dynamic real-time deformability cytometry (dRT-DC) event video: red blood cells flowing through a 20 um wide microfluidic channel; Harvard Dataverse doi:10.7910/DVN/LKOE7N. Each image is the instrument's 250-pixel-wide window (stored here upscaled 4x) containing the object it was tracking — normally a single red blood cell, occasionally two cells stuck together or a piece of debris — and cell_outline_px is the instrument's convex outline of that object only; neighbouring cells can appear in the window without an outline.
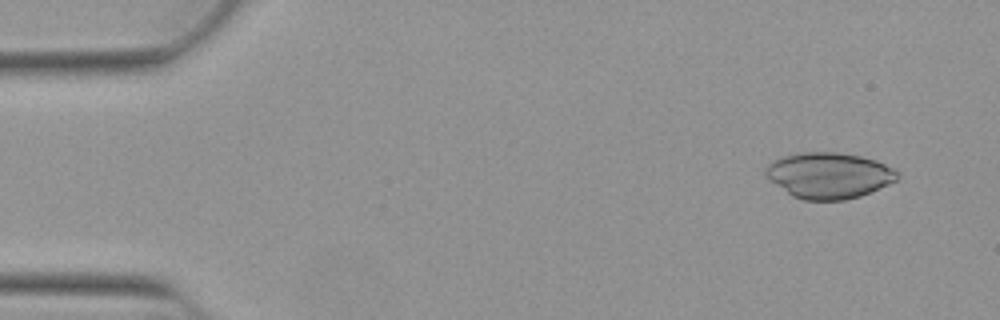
{"species": "Egyptian fruit bat (a non-hibernating species)", "species_latin": "Rousettus aegyptiacus", "temperature_condition": "warm", "stored_images_in_passage": 53, "segment_of_instrument_passage": [1, 2], "camera_frame_rate_fps": 3000, "um_per_image_px": 0.085, "animal": {"sex": "female"}, "frame": {"image": 1, "passage_image": 4, "time_ms": 1.0, "image_size_px": [1000, 320], "cell_outline_px": [[900, 176], [896, 180], [888, 184], [860, 196], [844, 200], [804, 200], [792, 196], [764, 176], [764, 168], [768, 164], [784, 156], [800, 152], [836, 152], [860, 156], [876, 160], [896, 168], [900, 172]], "centroid_in_image_um": [70.47, 14.9], "position_along_channel_um": 14.5, "area_um2": 35.37}}
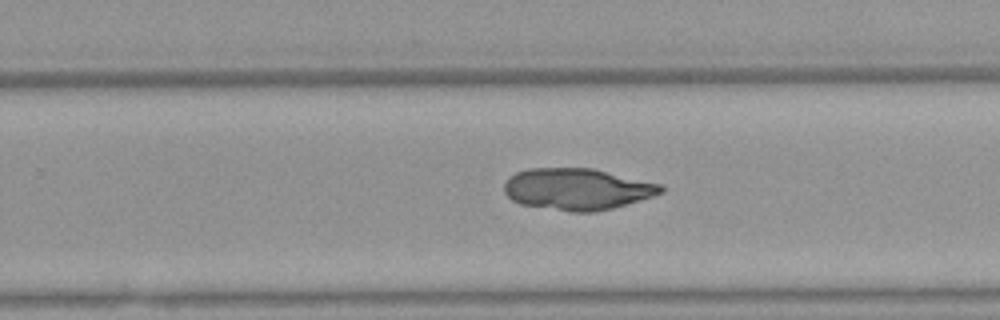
{"frame": {"image": 2, "passage_image": 33, "time_ms": 10.667, "image_size_px": [1000, 320], "cell_outline_px": [[664, 192], [640, 200], [612, 208], [596, 212], [572, 212], [520, 204], [512, 200], [504, 192], [504, 184], [508, 176], [516, 172], [528, 168], [592, 168], [664, 184]], "centroid_in_image_um": [49.07, 16.06], "position_along_channel_um": 280.7, "area_um2": 38.21}}
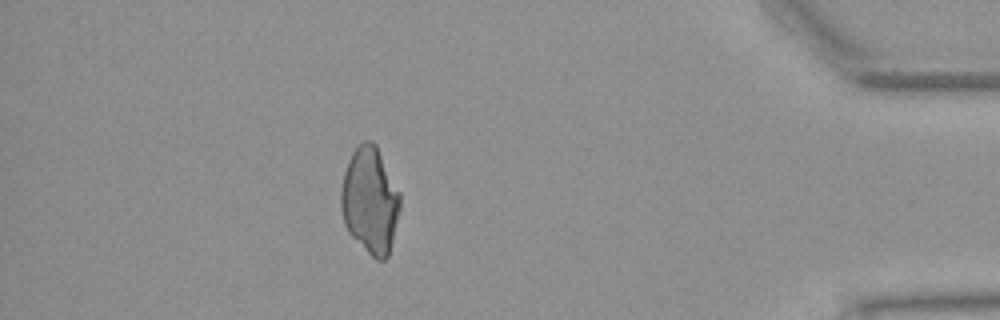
{"frame": {"image": 3, "passage_image": 46, "time_ms": 15.0, "image_size_px": [1000, 320], "cell_outline_px": [[400, 208], [388, 256], [384, 260], [376, 260], [348, 232], [344, 224], [340, 208], [340, 188], [344, 172], [348, 160], [352, 152], [364, 140], [372, 140], [376, 144], [400, 192]], "centroid_in_image_um": [31.43, 17.01], "position_along_channel_um": 403.8, "area_um2": 36.7}}